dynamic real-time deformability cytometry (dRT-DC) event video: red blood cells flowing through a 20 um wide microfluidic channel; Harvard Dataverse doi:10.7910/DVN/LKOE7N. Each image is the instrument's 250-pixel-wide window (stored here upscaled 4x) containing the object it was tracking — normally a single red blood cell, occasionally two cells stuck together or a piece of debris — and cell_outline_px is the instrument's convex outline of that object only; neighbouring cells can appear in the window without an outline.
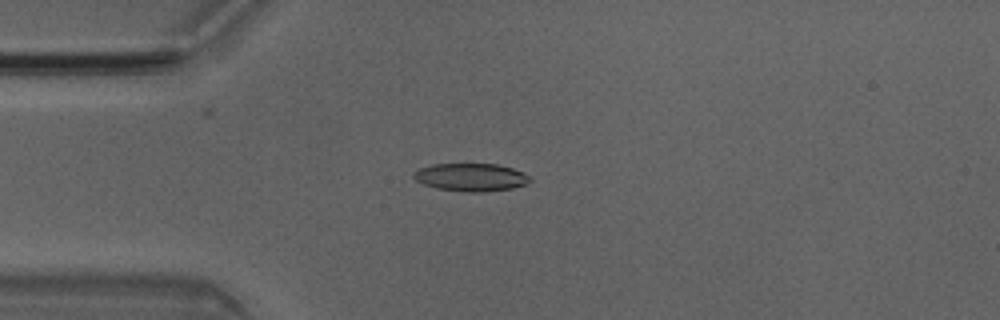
{"species": "Egyptian fruit bat (a non-hibernating species)", "species_latin": "Rousettus aegyptiacus", "temperature_condition": "room temperature", "stored_images_in_passage": 4, "camera_frame_rate_fps": 3000, "um_per_image_px": 0.085, "animal": {"sex": "male"}, "frame": {"image": 1, "passage_image": 3, "time_ms": 0.667, "image_size_px": [1000, 320], "cell_outline_px": [[532, 180], [524, 184], [512, 188], [484, 192], [468, 192], [436, 188], [424, 184], [416, 180], [412, 176], [412, 172], [420, 168], [432, 164], [496, 164], [512, 168], [524, 172]], "centroid_in_image_um": [40.01, 15.06], "position_along_channel_um": 45.0, "area_um2": 18.84}}